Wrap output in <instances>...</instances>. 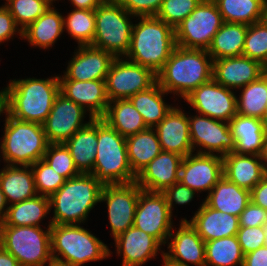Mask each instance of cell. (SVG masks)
<instances>
[{"instance_id": "31", "label": "cell", "mask_w": 267, "mask_h": 266, "mask_svg": "<svg viewBox=\"0 0 267 266\" xmlns=\"http://www.w3.org/2000/svg\"><path fill=\"white\" fill-rule=\"evenodd\" d=\"M50 6L37 20L22 30V38L36 47H52L64 31L63 16Z\"/></svg>"}, {"instance_id": "60", "label": "cell", "mask_w": 267, "mask_h": 266, "mask_svg": "<svg viewBox=\"0 0 267 266\" xmlns=\"http://www.w3.org/2000/svg\"><path fill=\"white\" fill-rule=\"evenodd\" d=\"M264 19L267 21V0L265 2V17Z\"/></svg>"}, {"instance_id": "21", "label": "cell", "mask_w": 267, "mask_h": 266, "mask_svg": "<svg viewBox=\"0 0 267 266\" xmlns=\"http://www.w3.org/2000/svg\"><path fill=\"white\" fill-rule=\"evenodd\" d=\"M174 231L168 237L171 240L167 245L169 252H164V255L186 266H205V242L189 221L182 218L177 232Z\"/></svg>"}, {"instance_id": "18", "label": "cell", "mask_w": 267, "mask_h": 266, "mask_svg": "<svg viewBox=\"0 0 267 266\" xmlns=\"http://www.w3.org/2000/svg\"><path fill=\"white\" fill-rule=\"evenodd\" d=\"M114 59L111 53L103 49L91 45L78 46L59 80H105Z\"/></svg>"}, {"instance_id": "48", "label": "cell", "mask_w": 267, "mask_h": 266, "mask_svg": "<svg viewBox=\"0 0 267 266\" xmlns=\"http://www.w3.org/2000/svg\"><path fill=\"white\" fill-rule=\"evenodd\" d=\"M195 193L196 192L194 190L190 189L179 181L163 192L166 197L167 204L169 205L171 214L174 204L186 205L187 203H190L193 200Z\"/></svg>"}, {"instance_id": "33", "label": "cell", "mask_w": 267, "mask_h": 266, "mask_svg": "<svg viewBox=\"0 0 267 266\" xmlns=\"http://www.w3.org/2000/svg\"><path fill=\"white\" fill-rule=\"evenodd\" d=\"M50 211L49 197L37 194L33 198L9 205L6 217L0 225L41 227L39 222Z\"/></svg>"}, {"instance_id": "32", "label": "cell", "mask_w": 267, "mask_h": 266, "mask_svg": "<svg viewBox=\"0 0 267 266\" xmlns=\"http://www.w3.org/2000/svg\"><path fill=\"white\" fill-rule=\"evenodd\" d=\"M102 119L125 138L148 129L142 115L129 99L109 101Z\"/></svg>"}, {"instance_id": "49", "label": "cell", "mask_w": 267, "mask_h": 266, "mask_svg": "<svg viewBox=\"0 0 267 266\" xmlns=\"http://www.w3.org/2000/svg\"><path fill=\"white\" fill-rule=\"evenodd\" d=\"M267 226V210L250 201L239 216V227Z\"/></svg>"}, {"instance_id": "27", "label": "cell", "mask_w": 267, "mask_h": 266, "mask_svg": "<svg viewBox=\"0 0 267 266\" xmlns=\"http://www.w3.org/2000/svg\"><path fill=\"white\" fill-rule=\"evenodd\" d=\"M228 123L236 142L235 153L262 154L267 131L261 119L236 114Z\"/></svg>"}, {"instance_id": "56", "label": "cell", "mask_w": 267, "mask_h": 266, "mask_svg": "<svg viewBox=\"0 0 267 266\" xmlns=\"http://www.w3.org/2000/svg\"><path fill=\"white\" fill-rule=\"evenodd\" d=\"M5 91L6 88L0 91V115L1 113H6V101H5Z\"/></svg>"}, {"instance_id": "50", "label": "cell", "mask_w": 267, "mask_h": 266, "mask_svg": "<svg viewBox=\"0 0 267 266\" xmlns=\"http://www.w3.org/2000/svg\"><path fill=\"white\" fill-rule=\"evenodd\" d=\"M15 32L19 33L22 38L21 28L16 24L8 8L2 5L0 7V44L12 39L16 34Z\"/></svg>"}, {"instance_id": "25", "label": "cell", "mask_w": 267, "mask_h": 266, "mask_svg": "<svg viewBox=\"0 0 267 266\" xmlns=\"http://www.w3.org/2000/svg\"><path fill=\"white\" fill-rule=\"evenodd\" d=\"M204 242L237 235L239 217L209 207L203 202L189 220Z\"/></svg>"}, {"instance_id": "41", "label": "cell", "mask_w": 267, "mask_h": 266, "mask_svg": "<svg viewBox=\"0 0 267 266\" xmlns=\"http://www.w3.org/2000/svg\"><path fill=\"white\" fill-rule=\"evenodd\" d=\"M242 56L259 61L267 67V21L248 26Z\"/></svg>"}, {"instance_id": "34", "label": "cell", "mask_w": 267, "mask_h": 266, "mask_svg": "<svg viewBox=\"0 0 267 266\" xmlns=\"http://www.w3.org/2000/svg\"><path fill=\"white\" fill-rule=\"evenodd\" d=\"M168 93L162 89L156 81L144 91H140L129 98L148 128L157 126L163 118L171 111L173 106L164 102L163 97ZM164 95V96H163Z\"/></svg>"}, {"instance_id": "2", "label": "cell", "mask_w": 267, "mask_h": 266, "mask_svg": "<svg viewBox=\"0 0 267 266\" xmlns=\"http://www.w3.org/2000/svg\"><path fill=\"white\" fill-rule=\"evenodd\" d=\"M59 93L57 75L47 79L11 80L4 97L6 112L15 119L43 125Z\"/></svg>"}, {"instance_id": "28", "label": "cell", "mask_w": 267, "mask_h": 266, "mask_svg": "<svg viewBox=\"0 0 267 266\" xmlns=\"http://www.w3.org/2000/svg\"><path fill=\"white\" fill-rule=\"evenodd\" d=\"M250 201V191L229 181L224 175L204 200L209 207L237 217Z\"/></svg>"}, {"instance_id": "6", "label": "cell", "mask_w": 267, "mask_h": 266, "mask_svg": "<svg viewBox=\"0 0 267 266\" xmlns=\"http://www.w3.org/2000/svg\"><path fill=\"white\" fill-rule=\"evenodd\" d=\"M97 152L91 172L104 185L136 181L127 154L126 138L102 118H97Z\"/></svg>"}, {"instance_id": "5", "label": "cell", "mask_w": 267, "mask_h": 266, "mask_svg": "<svg viewBox=\"0 0 267 266\" xmlns=\"http://www.w3.org/2000/svg\"><path fill=\"white\" fill-rule=\"evenodd\" d=\"M50 232L51 255L54 263L81 266L87 262L104 260L111 256L112 252L108 246L80 224H52Z\"/></svg>"}, {"instance_id": "9", "label": "cell", "mask_w": 267, "mask_h": 266, "mask_svg": "<svg viewBox=\"0 0 267 266\" xmlns=\"http://www.w3.org/2000/svg\"><path fill=\"white\" fill-rule=\"evenodd\" d=\"M51 225L45 231L37 226L0 225V245L22 266H50Z\"/></svg>"}, {"instance_id": "61", "label": "cell", "mask_w": 267, "mask_h": 266, "mask_svg": "<svg viewBox=\"0 0 267 266\" xmlns=\"http://www.w3.org/2000/svg\"><path fill=\"white\" fill-rule=\"evenodd\" d=\"M47 3H49L51 6H53V1H56V0H45Z\"/></svg>"}, {"instance_id": "38", "label": "cell", "mask_w": 267, "mask_h": 266, "mask_svg": "<svg viewBox=\"0 0 267 266\" xmlns=\"http://www.w3.org/2000/svg\"><path fill=\"white\" fill-rule=\"evenodd\" d=\"M243 262L236 235L205 242V266H243Z\"/></svg>"}, {"instance_id": "20", "label": "cell", "mask_w": 267, "mask_h": 266, "mask_svg": "<svg viewBox=\"0 0 267 266\" xmlns=\"http://www.w3.org/2000/svg\"><path fill=\"white\" fill-rule=\"evenodd\" d=\"M182 159L177 153L162 151L137 174V184L143 190L164 192L179 181Z\"/></svg>"}, {"instance_id": "3", "label": "cell", "mask_w": 267, "mask_h": 266, "mask_svg": "<svg viewBox=\"0 0 267 266\" xmlns=\"http://www.w3.org/2000/svg\"><path fill=\"white\" fill-rule=\"evenodd\" d=\"M140 19V20H139ZM125 59L157 74L176 47L175 29L156 16L138 17Z\"/></svg>"}, {"instance_id": "1", "label": "cell", "mask_w": 267, "mask_h": 266, "mask_svg": "<svg viewBox=\"0 0 267 266\" xmlns=\"http://www.w3.org/2000/svg\"><path fill=\"white\" fill-rule=\"evenodd\" d=\"M156 76L162 89L184 99L213 78V59L205 49L176 46Z\"/></svg>"}, {"instance_id": "22", "label": "cell", "mask_w": 267, "mask_h": 266, "mask_svg": "<svg viewBox=\"0 0 267 266\" xmlns=\"http://www.w3.org/2000/svg\"><path fill=\"white\" fill-rule=\"evenodd\" d=\"M59 82L60 93L90 111L89 118H102L105 115L109 104L105 80H59Z\"/></svg>"}, {"instance_id": "11", "label": "cell", "mask_w": 267, "mask_h": 266, "mask_svg": "<svg viewBox=\"0 0 267 266\" xmlns=\"http://www.w3.org/2000/svg\"><path fill=\"white\" fill-rule=\"evenodd\" d=\"M156 81L157 76L150 68L124 60V57L115 58L105 78L106 94L109 101L129 99Z\"/></svg>"}, {"instance_id": "23", "label": "cell", "mask_w": 267, "mask_h": 266, "mask_svg": "<svg viewBox=\"0 0 267 266\" xmlns=\"http://www.w3.org/2000/svg\"><path fill=\"white\" fill-rule=\"evenodd\" d=\"M153 129L157 133L162 151L174 152L182 157L194 152L190 139L188 115L181 108L173 107Z\"/></svg>"}, {"instance_id": "16", "label": "cell", "mask_w": 267, "mask_h": 266, "mask_svg": "<svg viewBox=\"0 0 267 266\" xmlns=\"http://www.w3.org/2000/svg\"><path fill=\"white\" fill-rule=\"evenodd\" d=\"M85 110L79 104L67 99L59 93L53 103L52 109L43 124L45 135L49 144L65 143L79 129L86 126L84 123Z\"/></svg>"}, {"instance_id": "63", "label": "cell", "mask_w": 267, "mask_h": 266, "mask_svg": "<svg viewBox=\"0 0 267 266\" xmlns=\"http://www.w3.org/2000/svg\"><path fill=\"white\" fill-rule=\"evenodd\" d=\"M266 229H267V226H266ZM265 246L267 247V234H266V243H265Z\"/></svg>"}, {"instance_id": "29", "label": "cell", "mask_w": 267, "mask_h": 266, "mask_svg": "<svg viewBox=\"0 0 267 266\" xmlns=\"http://www.w3.org/2000/svg\"><path fill=\"white\" fill-rule=\"evenodd\" d=\"M0 186L8 205L37 195L31 166L6 165L0 171Z\"/></svg>"}, {"instance_id": "37", "label": "cell", "mask_w": 267, "mask_h": 266, "mask_svg": "<svg viewBox=\"0 0 267 266\" xmlns=\"http://www.w3.org/2000/svg\"><path fill=\"white\" fill-rule=\"evenodd\" d=\"M224 22L251 25L264 20L266 0H213Z\"/></svg>"}, {"instance_id": "62", "label": "cell", "mask_w": 267, "mask_h": 266, "mask_svg": "<svg viewBox=\"0 0 267 266\" xmlns=\"http://www.w3.org/2000/svg\"><path fill=\"white\" fill-rule=\"evenodd\" d=\"M50 266H64V265H60V264H57V263H52Z\"/></svg>"}, {"instance_id": "13", "label": "cell", "mask_w": 267, "mask_h": 266, "mask_svg": "<svg viewBox=\"0 0 267 266\" xmlns=\"http://www.w3.org/2000/svg\"><path fill=\"white\" fill-rule=\"evenodd\" d=\"M188 121L193 151L196 147H200L195 153L215 154L213 152H216L223 157L235 151L236 142L228 122L201 114L188 116Z\"/></svg>"}, {"instance_id": "45", "label": "cell", "mask_w": 267, "mask_h": 266, "mask_svg": "<svg viewBox=\"0 0 267 266\" xmlns=\"http://www.w3.org/2000/svg\"><path fill=\"white\" fill-rule=\"evenodd\" d=\"M202 0H163L156 17L175 29Z\"/></svg>"}, {"instance_id": "35", "label": "cell", "mask_w": 267, "mask_h": 266, "mask_svg": "<svg viewBox=\"0 0 267 266\" xmlns=\"http://www.w3.org/2000/svg\"><path fill=\"white\" fill-rule=\"evenodd\" d=\"M248 25L223 22L214 35L208 54L213 60L242 56Z\"/></svg>"}, {"instance_id": "19", "label": "cell", "mask_w": 267, "mask_h": 266, "mask_svg": "<svg viewBox=\"0 0 267 266\" xmlns=\"http://www.w3.org/2000/svg\"><path fill=\"white\" fill-rule=\"evenodd\" d=\"M266 72L259 61L245 56L213 60V79L229 89H241Z\"/></svg>"}, {"instance_id": "36", "label": "cell", "mask_w": 267, "mask_h": 266, "mask_svg": "<svg viewBox=\"0 0 267 266\" xmlns=\"http://www.w3.org/2000/svg\"><path fill=\"white\" fill-rule=\"evenodd\" d=\"M130 167L137 175L162 152L159 138L153 128H148L126 138Z\"/></svg>"}, {"instance_id": "14", "label": "cell", "mask_w": 267, "mask_h": 266, "mask_svg": "<svg viewBox=\"0 0 267 266\" xmlns=\"http://www.w3.org/2000/svg\"><path fill=\"white\" fill-rule=\"evenodd\" d=\"M141 187L136 181L114 185H104L100 202L108 207V219L114 239L134 225V216Z\"/></svg>"}, {"instance_id": "42", "label": "cell", "mask_w": 267, "mask_h": 266, "mask_svg": "<svg viewBox=\"0 0 267 266\" xmlns=\"http://www.w3.org/2000/svg\"><path fill=\"white\" fill-rule=\"evenodd\" d=\"M5 6L12 14L16 24L24 30L37 20L51 5L45 0H6Z\"/></svg>"}, {"instance_id": "12", "label": "cell", "mask_w": 267, "mask_h": 266, "mask_svg": "<svg viewBox=\"0 0 267 266\" xmlns=\"http://www.w3.org/2000/svg\"><path fill=\"white\" fill-rule=\"evenodd\" d=\"M172 225V214L163 192L141 189L133 226L155 237L162 245H165L174 229Z\"/></svg>"}, {"instance_id": "47", "label": "cell", "mask_w": 267, "mask_h": 266, "mask_svg": "<svg viewBox=\"0 0 267 266\" xmlns=\"http://www.w3.org/2000/svg\"><path fill=\"white\" fill-rule=\"evenodd\" d=\"M134 17L156 16L163 0H116Z\"/></svg>"}, {"instance_id": "39", "label": "cell", "mask_w": 267, "mask_h": 266, "mask_svg": "<svg viewBox=\"0 0 267 266\" xmlns=\"http://www.w3.org/2000/svg\"><path fill=\"white\" fill-rule=\"evenodd\" d=\"M236 102L237 114L262 119L267 104V73L242 87Z\"/></svg>"}, {"instance_id": "52", "label": "cell", "mask_w": 267, "mask_h": 266, "mask_svg": "<svg viewBox=\"0 0 267 266\" xmlns=\"http://www.w3.org/2000/svg\"><path fill=\"white\" fill-rule=\"evenodd\" d=\"M243 266H267V247L263 246L245 254Z\"/></svg>"}, {"instance_id": "59", "label": "cell", "mask_w": 267, "mask_h": 266, "mask_svg": "<svg viewBox=\"0 0 267 266\" xmlns=\"http://www.w3.org/2000/svg\"><path fill=\"white\" fill-rule=\"evenodd\" d=\"M261 120L264 123L266 131H267V104H266V108H265V111H264V114Z\"/></svg>"}, {"instance_id": "7", "label": "cell", "mask_w": 267, "mask_h": 266, "mask_svg": "<svg viewBox=\"0 0 267 266\" xmlns=\"http://www.w3.org/2000/svg\"><path fill=\"white\" fill-rule=\"evenodd\" d=\"M0 151L9 166H31L43 159L49 145L42 124L21 121L5 113Z\"/></svg>"}, {"instance_id": "46", "label": "cell", "mask_w": 267, "mask_h": 266, "mask_svg": "<svg viewBox=\"0 0 267 266\" xmlns=\"http://www.w3.org/2000/svg\"><path fill=\"white\" fill-rule=\"evenodd\" d=\"M266 234V226L239 227L236 236L243 254L245 255L251 251L265 246Z\"/></svg>"}, {"instance_id": "43", "label": "cell", "mask_w": 267, "mask_h": 266, "mask_svg": "<svg viewBox=\"0 0 267 266\" xmlns=\"http://www.w3.org/2000/svg\"><path fill=\"white\" fill-rule=\"evenodd\" d=\"M34 175L36 192L39 195L50 197L66 181V179L51 168V166L40 159L31 165Z\"/></svg>"}, {"instance_id": "55", "label": "cell", "mask_w": 267, "mask_h": 266, "mask_svg": "<svg viewBox=\"0 0 267 266\" xmlns=\"http://www.w3.org/2000/svg\"><path fill=\"white\" fill-rule=\"evenodd\" d=\"M6 205L8 204L6 202L4 193L0 186V222H2L6 217L7 209H8V206L6 207Z\"/></svg>"}, {"instance_id": "51", "label": "cell", "mask_w": 267, "mask_h": 266, "mask_svg": "<svg viewBox=\"0 0 267 266\" xmlns=\"http://www.w3.org/2000/svg\"><path fill=\"white\" fill-rule=\"evenodd\" d=\"M250 200L264 210H267V174L250 191Z\"/></svg>"}, {"instance_id": "10", "label": "cell", "mask_w": 267, "mask_h": 266, "mask_svg": "<svg viewBox=\"0 0 267 266\" xmlns=\"http://www.w3.org/2000/svg\"><path fill=\"white\" fill-rule=\"evenodd\" d=\"M223 22L216 3L213 0H202L175 28L176 46L207 50Z\"/></svg>"}, {"instance_id": "58", "label": "cell", "mask_w": 267, "mask_h": 266, "mask_svg": "<svg viewBox=\"0 0 267 266\" xmlns=\"http://www.w3.org/2000/svg\"><path fill=\"white\" fill-rule=\"evenodd\" d=\"M162 253V257H163V265L164 266H186L184 264H180V263H177V262H174L170 259H168L165 255H164V252H161Z\"/></svg>"}, {"instance_id": "40", "label": "cell", "mask_w": 267, "mask_h": 266, "mask_svg": "<svg viewBox=\"0 0 267 266\" xmlns=\"http://www.w3.org/2000/svg\"><path fill=\"white\" fill-rule=\"evenodd\" d=\"M64 29L78 42V46L91 45L95 35V9H73L63 18Z\"/></svg>"}, {"instance_id": "15", "label": "cell", "mask_w": 267, "mask_h": 266, "mask_svg": "<svg viewBox=\"0 0 267 266\" xmlns=\"http://www.w3.org/2000/svg\"><path fill=\"white\" fill-rule=\"evenodd\" d=\"M236 98L234 91L212 78L194 89L183 100L201 115L229 122L237 114Z\"/></svg>"}, {"instance_id": "53", "label": "cell", "mask_w": 267, "mask_h": 266, "mask_svg": "<svg viewBox=\"0 0 267 266\" xmlns=\"http://www.w3.org/2000/svg\"><path fill=\"white\" fill-rule=\"evenodd\" d=\"M75 9H96L104 0H69Z\"/></svg>"}, {"instance_id": "17", "label": "cell", "mask_w": 267, "mask_h": 266, "mask_svg": "<svg viewBox=\"0 0 267 266\" xmlns=\"http://www.w3.org/2000/svg\"><path fill=\"white\" fill-rule=\"evenodd\" d=\"M223 177V157L216 154L191 153L183 157L179 182L195 192H210Z\"/></svg>"}, {"instance_id": "44", "label": "cell", "mask_w": 267, "mask_h": 266, "mask_svg": "<svg viewBox=\"0 0 267 266\" xmlns=\"http://www.w3.org/2000/svg\"><path fill=\"white\" fill-rule=\"evenodd\" d=\"M43 160L66 180L80 174L73 162L69 149L64 143L49 144Z\"/></svg>"}, {"instance_id": "8", "label": "cell", "mask_w": 267, "mask_h": 266, "mask_svg": "<svg viewBox=\"0 0 267 266\" xmlns=\"http://www.w3.org/2000/svg\"><path fill=\"white\" fill-rule=\"evenodd\" d=\"M129 17L133 15L116 0H104L95 9V35L91 46L108 51L115 58L125 57L133 28Z\"/></svg>"}, {"instance_id": "54", "label": "cell", "mask_w": 267, "mask_h": 266, "mask_svg": "<svg viewBox=\"0 0 267 266\" xmlns=\"http://www.w3.org/2000/svg\"><path fill=\"white\" fill-rule=\"evenodd\" d=\"M0 266H22L17 259L0 245Z\"/></svg>"}, {"instance_id": "4", "label": "cell", "mask_w": 267, "mask_h": 266, "mask_svg": "<svg viewBox=\"0 0 267 266\" xmlns=\"http://www.w3.org/2000/svg\"><path fill=\"white\" fill-rule=\"evenodd\" d=\"M103 185L91 173H80L67 179L49 197L53 218L50 224L70 225L86 221L88 213L100 202Z\"/></svg>"}, {"instance_id": "30", "label": "cell", "mask_w": 267, "mask_h": 266, "mask_svg": "<svg viewBox=\"0 0 267 266\" xmlns=\"http://www.w3.org/2000/svg\"><path fill=\"white\" fill-rule=\"evenodd\" d=\"M80 173H91L97 152V118L79 129L65 143Z\"/></svg>"}, {"instance_id": "24", "label": "cell", "mask_w": 267, "mask_h": 266, "mask_svg": "<svg viewBox=\"0 0 267 266\" xmlns=\"http://www.w3.org/2000/svg\"><path fill=\"white\" fill-rule=\"evenodd\" d=\"M118 256L122 255V266H141L160 251L162 245L155 237L131 226L115 239Z\"/></svg>"}, {"instance_id": "26", "label": "cell", "mask_w": 267, "mask_h": 266, "mask_svg": "<svg viewBox=\"0 0 267 266\" xmlns=\"http://www.w3.org/2000/svg\"><path fill=\"white\" fill-rule=\"evenodd\" d=\"M266 174L261 155L233 152L223 156V175L241 188L251 191Z\"/></svg>"}, {"instance_id": "57", "label": "cell", "mask_w": 267, "mask_h": 266, "mask_svg": "<svg viewBox=\"0 0 267 266\" xmlns=\"http://www.w3.org/2000/svg\"><path fill=\"white\" fill-rule=\"evenodd\" d=\"M261 159H262L264 168L267 171V133H266V136H265V141H264L263 151H262V154H261Z\"/></svg>"}]
</instances>
